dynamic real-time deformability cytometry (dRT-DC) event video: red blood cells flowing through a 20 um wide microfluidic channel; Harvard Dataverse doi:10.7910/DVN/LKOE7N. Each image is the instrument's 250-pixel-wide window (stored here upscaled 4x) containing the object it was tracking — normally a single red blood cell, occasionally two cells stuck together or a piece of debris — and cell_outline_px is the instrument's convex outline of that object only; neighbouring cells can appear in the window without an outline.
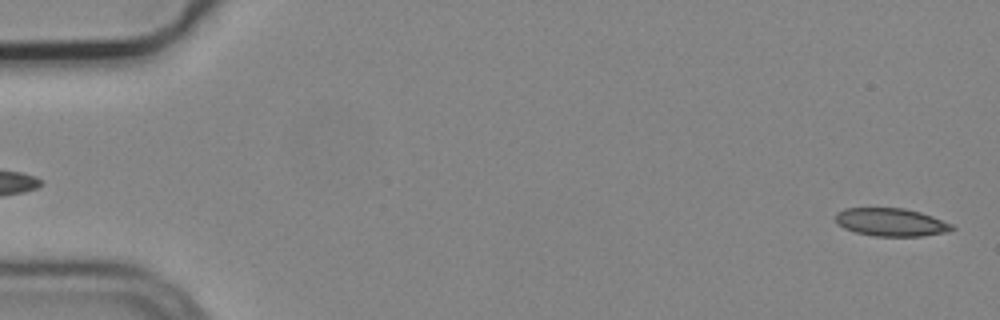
{"species": "common noctule bat (a hibernating species)", "species_latin": "Nyctalus noctula", "temperature_condition": "cold", "stored_images_in_passage": 5, "segment_of_instrument_passage": [2, 2], "camera_frame_rate_fps": 3000, "um_per_image_px": 0.085, "animal": {"sex": "male", "body_mass_g": 19.2, "forearm_length_mm": 51.8}, "frame": {"image": 1, "passage_image": 5, "time_ms": 1.333, "image_size_px": [1000, 320], "cell_outline_px": [[956, 228], [948, 232], [924, 236], [876, 236], [856, 232], [844, 228], [836, 224], [836, 212], [844, 208], [904, 208], [920, 212], [932, 216], [952, 224]], "centroid_in_image_um": [75.74, 18.89], "position_along_channel_um": 9.3, "area_um2": 19.07}}